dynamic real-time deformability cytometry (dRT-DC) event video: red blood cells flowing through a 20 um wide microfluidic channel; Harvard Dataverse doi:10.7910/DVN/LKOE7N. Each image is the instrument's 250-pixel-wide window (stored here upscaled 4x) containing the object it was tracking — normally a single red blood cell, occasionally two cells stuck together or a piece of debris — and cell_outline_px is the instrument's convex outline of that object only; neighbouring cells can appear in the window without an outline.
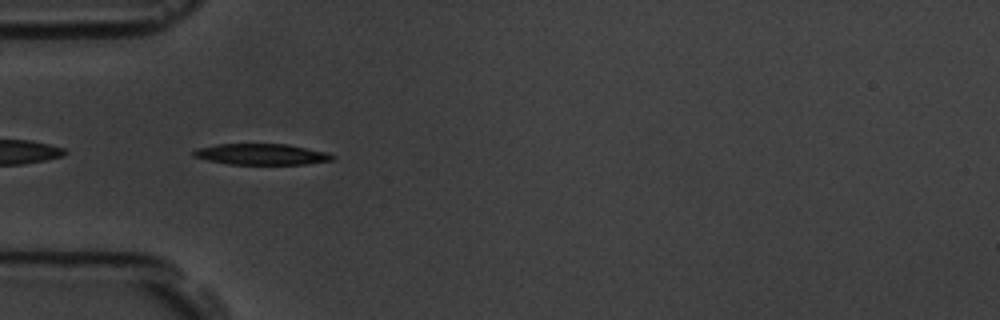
{"species": "common noctule bat (a hibernating species)", "species_latin": "Nyctalus noctula", "temperature_condition": "room temperature", "stored_images_in_passage": 42, "camera_frame_rate_fps": 3000, "um_per_image_px": 0.085, "animal": {"sex": "male", "body_mass_g": 19.5, "forearm_length_mm": 54.6}, "frame": {"image": 1, "passage_image": 2, "time_ms": 0.333, "image_size_px": [1000, 320], "cell_outline_px": [[336, 160], [308, 164], [228, 164], [208, 160], [192, 156], [192, 152], [196, 148], [216, 144], [288, 144], [328, 152], [336, 156]], "centroid_in_image_um": [22.27, 13.11], "position_along_channel_um": 62.7, "area_um2": 17.22}}
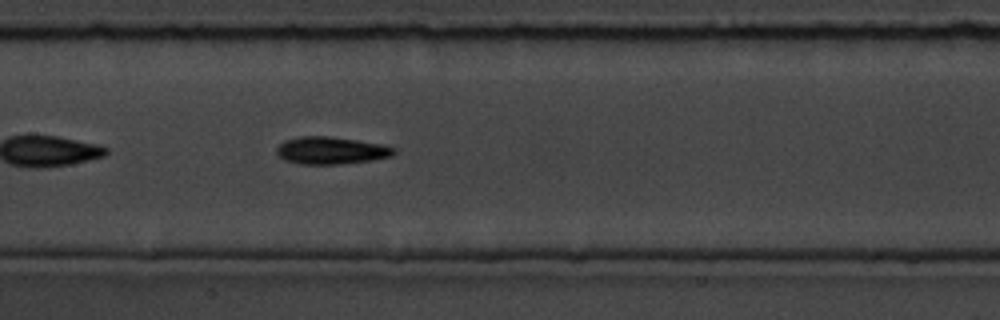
{"frame": {"image": 2, "passage_image": 12, "time_ms": 3.667, "image_size_px": [1000, 320], "cell_outline_px": [[396, 152], [392, 156], [372, 160], [336, 164], [300, 164], [284, 160], [276, 152], [276, 148], [284, 140], [300, 136], [332, 136], [384, 144], [396, 148]], "centroid_in_image_um": [28.16, 12.78], "position_along_channel_um": 179.2, "area_um2": 18.84}}
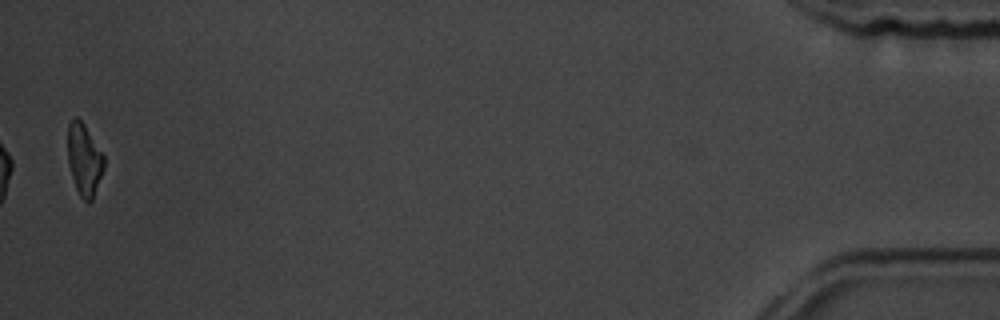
{"frame": {"image": 3, "passage_image": 41, "time_ms": 13.333, "image_size_px": [1000, 320], "cell_outline_px": [[104, 168], [92, 200], [88, 204], [80, 196], [76, 188], [68, 164], [68, 124], [76, 116], [84, 124], [104, 156]], "centroid_in_image_um": [7.15, 13.58], "position_along_channel_um": 428.0, "area_um2": 14.97}, "authors_computed_cell_mechanics": {"area_um2": 17.4556, "velocity_mm_per_s": 3.5364, "shape_relaxation_time_tau1_ms": 3.4161, "shape_relaxation_time_tau2_ms": 7.2546, "deformation_change_tau1": 0.1311, "deformation_change_tau2": 0.1593}}